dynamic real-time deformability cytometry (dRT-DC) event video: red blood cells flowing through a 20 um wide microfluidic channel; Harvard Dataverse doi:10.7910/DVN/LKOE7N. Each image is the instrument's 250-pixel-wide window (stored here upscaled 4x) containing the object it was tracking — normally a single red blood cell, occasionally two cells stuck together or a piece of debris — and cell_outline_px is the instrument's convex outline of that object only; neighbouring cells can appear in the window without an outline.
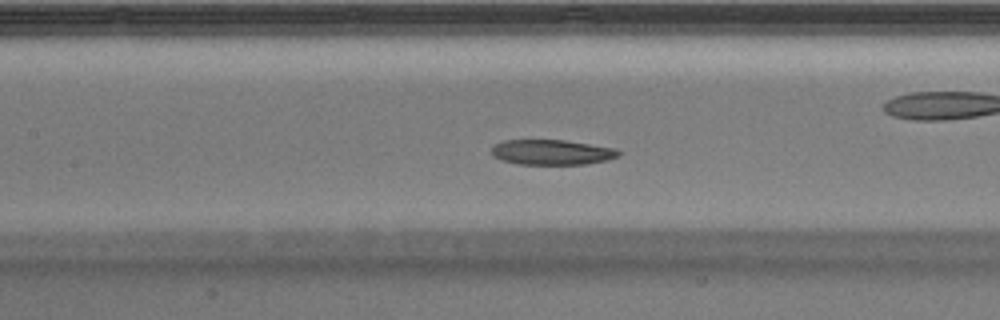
{"species": "Egyptian fruit bat (a non-hibernating species)", "species_latin": "Rousettus aegyptiacus", "temperature_condition": "warm", "stored_images_in_passage": 33, "camera_frame_rate_fps": 3000, "um_per_image_px": 0.085, "animal": {"sex": "male"}, "frame": {"image": 1, "passage_image": 10, "time_ms": 3.0, "image_size_px": [1000, 320], "cell_outline_px": [[620, 156], [608, 160], [584, 164], [520, 164], [500, 160], [492, 156], [492, 148], [496, 144], [504, 140], [564, 140], [616, 148], [620, 152]], "centroid_in_image_um": [46.92, 12.94], "position_along_channel_um": 160.5, "area_um2": 18.61}}